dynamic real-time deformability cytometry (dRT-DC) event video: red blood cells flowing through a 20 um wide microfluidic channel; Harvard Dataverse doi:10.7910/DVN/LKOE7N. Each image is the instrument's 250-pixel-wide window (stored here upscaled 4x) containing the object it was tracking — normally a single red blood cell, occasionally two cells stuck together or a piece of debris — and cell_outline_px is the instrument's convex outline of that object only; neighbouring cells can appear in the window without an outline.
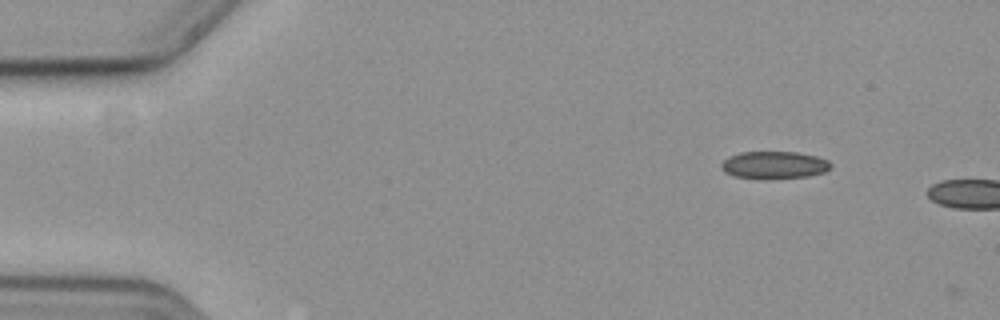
{"species": "common noctule bat (a hibernating species)", "species_latin": "Nyctalus noctula", "temperature_condition": "cold", "stored_images_in_passage": 3, "camera_frame_rate_fps": 3000, "um_per_image_px": 0.085, "animal": {"sex": "female", "body_mass_g": 19.3, "forearm_length_mm": 54.1}, "frame": {"image": 1, "passage_image": 1, "time_ms": 0.0, "image_size_px": [1000, 320], "cell_outline_px": [[832, 164], [824, 172], [808, 176], [764, 180], [736, 176], [724, 172], [720, 168], [720, 164], [728, 156], [740, 152], [796, 152], [816, 156], [828, 160]], "centroid_in_image_um": [65.76, 14.03], "position_along_channel_um": 19.2, "area_um2": 17.69}}